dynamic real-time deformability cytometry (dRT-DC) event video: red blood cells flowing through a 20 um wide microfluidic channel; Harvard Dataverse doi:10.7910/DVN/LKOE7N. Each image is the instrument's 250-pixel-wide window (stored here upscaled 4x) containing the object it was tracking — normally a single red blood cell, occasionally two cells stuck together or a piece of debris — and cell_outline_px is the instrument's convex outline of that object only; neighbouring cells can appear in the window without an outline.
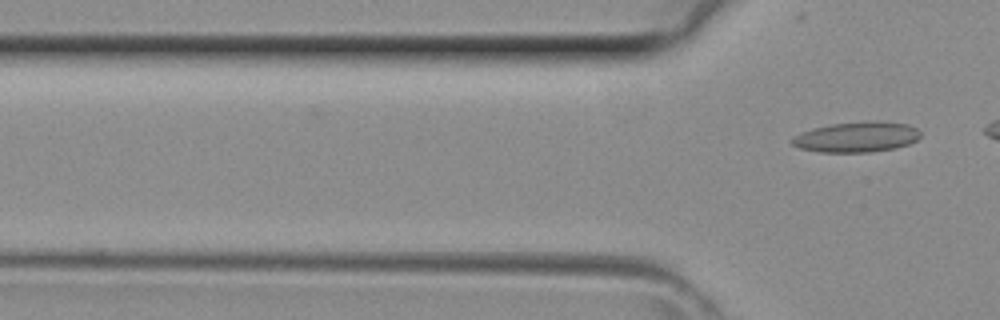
{"species": "common noctule bat (a hibernating species)", "species_latin": "Nyctalus noctula", "temperature_condition": "room temperature", "stored_images_in_passage": 9, "camera_frame_rate_fps": 3000, "um_per_image_px": 0.085, "animal": {"sex": "female", "body_mass_g": 29.2, "forearm_length_mm": 56.3}, "frame": {"image": 1, "passage_image": 9, "time_ms": 2.667, "image_size_px": [1000, 320], "cell_outline_px": [[920, 136], [916, 140], [908, 144], [896, 148], [868, 152], [820, 152], [800, 148], [792, 144], [788, 140], [792, 136], [800, 132], [812, 128], [832, 124], [908, 124], [916, 128], [920, 132]], "centroid_in_image_um": [72.71, 11.7], "position_along_channel_um": 53.1, "area_um2": 21.79}}